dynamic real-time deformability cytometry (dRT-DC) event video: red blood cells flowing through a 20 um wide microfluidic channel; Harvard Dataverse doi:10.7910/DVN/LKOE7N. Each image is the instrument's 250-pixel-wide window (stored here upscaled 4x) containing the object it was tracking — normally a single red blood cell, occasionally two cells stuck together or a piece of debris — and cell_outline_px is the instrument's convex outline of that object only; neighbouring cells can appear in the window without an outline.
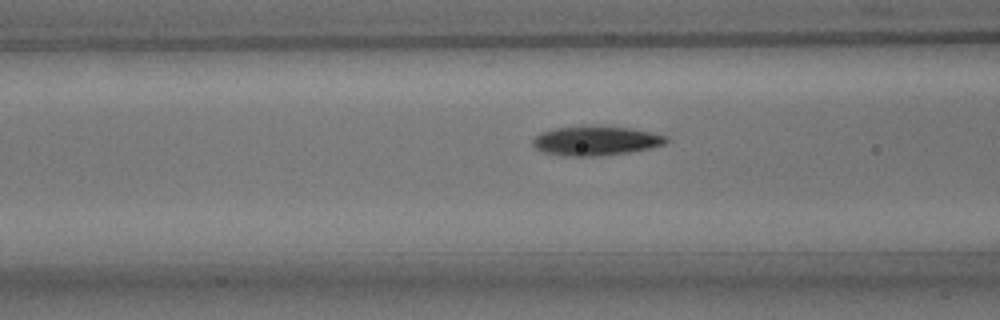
{"species": "common noctule bat (a hibernating species)", "species_latin": "Nyctalus noctula", "temperature_condition": "room temperature", "stored_images_in_passage": 37, "camera_frame_rate_fps": 3000, "um_per_image_px": 0.085, "animal": {"sex": "male", "body_mass_g": 15.6}, "frame": {"image": 1, "passage_image": 5, "time_ms": 1.333, "image_size_px": [1000, 320], "cell_outline_px": [[668, 140], [664, 144], [648, 148], [628, 152], [592, 156], [564, 156], [544, 152], [536, 148], [532, 144], [532, 140], [540, 132], [552, 128], [580, 124], [584, 124], [628, 128], [668, 136]], "centroid_in_image_um": [50.56, 11.93], "position_along_channel_um": 116.0, "area_um2": 23.0}}
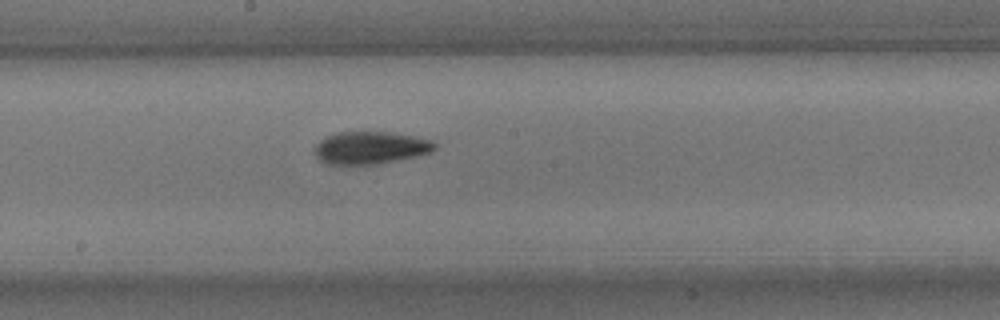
{"frame": {"image": 2, "passage_image": 13, "time_ms": 4.0, "image_size_px": [1000, 320], "cell_outline_px": [[436, 148], [432, 152], [416, 156], [376, 164], [328, 164], [320, 160], [316, 156], [316, 144], [320, 140], [336, 132], [388, 132], [412, 136], [432, 140], [436, 144]], "centroid_in_image_um": [31.5, 12.55], "position_along_channel_um": 216.7, "area_um2": 22.48}}
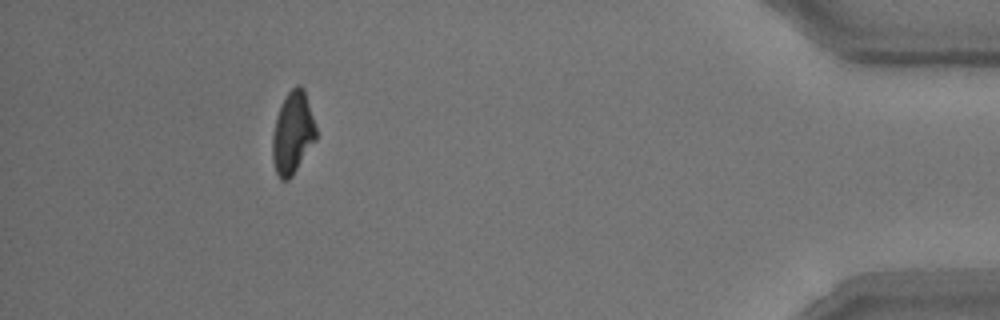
{"frame": {"image": 3, "passage_image": 33, "time_ms": 10.667, "image_size_px": [1000, 320], "cell_outline_px": [[316, 140], [292, 176], [288, 180], [280, 180], [276, 172], [272, 160], [272, 136], [276, 116], [280, 104], [288, 92], [296, 84], [300, 84], [304, 88], [316, 128]], "centroid_in_image_um": [24.86, 11.29], "position_along_channel_um": 410.3, "area_um2": 20.98}, "authors_computed_cell_mechanics": {"area_um2": 21.675, "velocity_mm_per_s": 3.7665, "shape_relaxation_time_tau1_ms": 2.5977, "shape_relaxation_time_tau2_ms": 2.882, "deformation_change_tau1": 0.1304, "deformation_change_tau2": 0.0904}}